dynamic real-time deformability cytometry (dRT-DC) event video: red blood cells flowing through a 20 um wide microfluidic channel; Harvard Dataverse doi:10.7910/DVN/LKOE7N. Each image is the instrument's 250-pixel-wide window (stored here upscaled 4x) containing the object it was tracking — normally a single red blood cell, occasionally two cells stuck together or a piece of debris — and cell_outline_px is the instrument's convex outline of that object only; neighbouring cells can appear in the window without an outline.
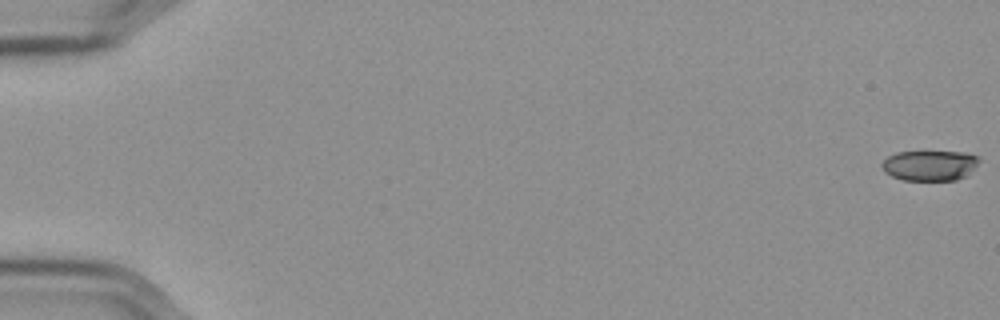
{"species": "Egyptian fruit bat (a non-hibernating species)", "species_latin": "Rousettus aegyptiacus", "temperature_condition": "cold", "stored_images_in_passage": 12, "camera_frame_rate_fps": 3000, "um_per_image_px": 0.085, "frame": {"image": 1, "passage_image": 1, "time_ms": 0.0, "image_size_px": [1000, 320], "cell_outline_px": [[980, 160], [964, 176], [956, 180], [904, 180], [892, 176], [884, 172], [880, 164], [888, 156], [896, 152], [964, 152], [980, 156]], "centroid_in_image_um": [78.99, 14.05], "position_along_channel_um": 6.0, "area_um2": 17.05}}